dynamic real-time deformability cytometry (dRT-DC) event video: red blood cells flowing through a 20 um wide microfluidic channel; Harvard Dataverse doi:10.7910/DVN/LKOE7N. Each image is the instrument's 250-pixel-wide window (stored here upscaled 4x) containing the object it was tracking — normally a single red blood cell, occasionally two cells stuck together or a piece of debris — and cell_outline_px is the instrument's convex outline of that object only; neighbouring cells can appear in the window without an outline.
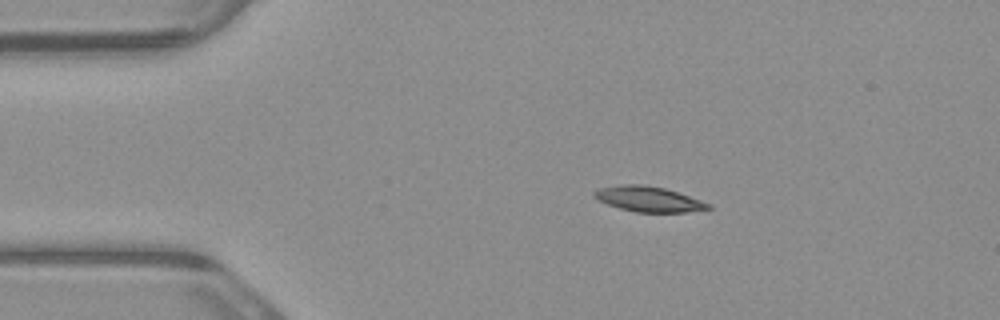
{"species": "common noctule bat (a hibernating species)", "species_latin": "Nyctalus noctula", "temperature_condition": "warm", "stored_images_in_passage": 2, "camera_frame_rate_fps": 3000, "um_per_image_px": 0.085, "animal": {"sex": "male", "body_mass_g": 23.1, "forearm_length_mm": 52.7}, "frame": {"image": 1, "passage_image": 1, "time_ms": 0.0, "image_size_px": [1000, 320], "cell_outline_px": [[712, 208], [684, 212], [636, 212], [620, 208], [608, 204], [592, 196], [592, 192], [600, 188], [620, 184], [644, 184], [664, 188], [712, 204]], "centroid_in_image_um": [55.1, 16.91], "position_along_channel_um": 29.9, "area_um2": 16.65}}